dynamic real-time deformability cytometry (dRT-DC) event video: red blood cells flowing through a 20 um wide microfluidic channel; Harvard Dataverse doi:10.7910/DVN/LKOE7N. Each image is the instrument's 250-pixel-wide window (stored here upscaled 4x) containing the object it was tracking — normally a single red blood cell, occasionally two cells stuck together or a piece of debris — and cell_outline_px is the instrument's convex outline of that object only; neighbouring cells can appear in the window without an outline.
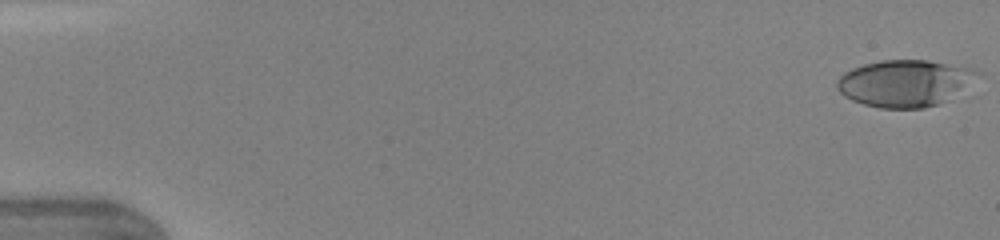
{"species": "human", "species_latin": "Homo sapiens", "temperature_condition": "warm", "stored_images_in_passage": 46, "camera_frame_rate_fps": 3000, "um_per_image_px": 0.085, "donor": {"sex": "female"}, "frame": {"image": 1, "passage_image": 1, "time_ms": 0.0, "image_size_px": [1000, 240], "cell_outline_px": [[984, 76], [936, 104], [924, 108], [880, 108], [864, 104], [852, 100], [844, 96], [836, 88], [836, 80], [844, 72], [852, 68], [864, 64], [880, 60], [928, 60], [968, 68], [980, 72]], "centroid_in_image_um": [76.87, 7.05], "position_along_channel_um": 8.1, "area_um2": 37.97}}
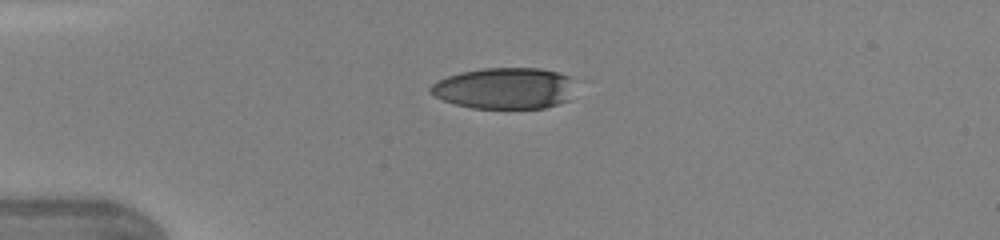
{"frame": {"image": 2, "passage_image": 12, "time_ms": 3.667, "image_size_px": [1000, 240], "cell_outline_px": [[568, 100], [544, 108], [472, 108], [456, 104], [444, 100], [428, 92], [428, 88], [432, 84], [448, 76], [464, 72], [484, 68], [540, 68], [556, 72], [568, 76]], "centroid_in_image_um": [42.8, 7.51], "position_along_channel_um": 42.2, "area_um2": 33.99}}
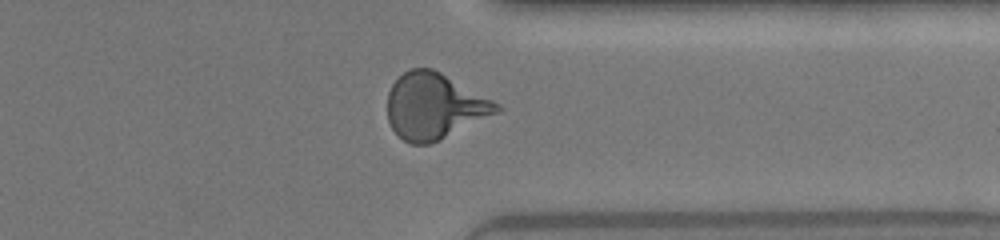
{"frame": {"image": 3, "passage_image": 37, "time_ms": 12.0, "image_size_px": [1000, 240], "cell_outline_px": [[504, 108], [440, 140], [428, 144], [412, 144], [404, 140], [392, 128], [388, 120], [388, 92], [392, 84], [404, 72], [412, 68], [432, 68], [440, 72], [500, 104]], "centroid_in_image_um": [36.89, 9.02], "position_along_channel_um": 374.5, "area_um2": 41.27}, "authors_computed_cell_mechanics": {"area_um2": 39.7086, "velocity_mm_per_s": 4.394, "shape_relaxation_time_tau1_ms": 4.5575, "shape_relaxation_time_tau2_ms": 0.6773, "deformation_change_tau1": 0.2218, "deformation_change_tau2": 0.0866}}